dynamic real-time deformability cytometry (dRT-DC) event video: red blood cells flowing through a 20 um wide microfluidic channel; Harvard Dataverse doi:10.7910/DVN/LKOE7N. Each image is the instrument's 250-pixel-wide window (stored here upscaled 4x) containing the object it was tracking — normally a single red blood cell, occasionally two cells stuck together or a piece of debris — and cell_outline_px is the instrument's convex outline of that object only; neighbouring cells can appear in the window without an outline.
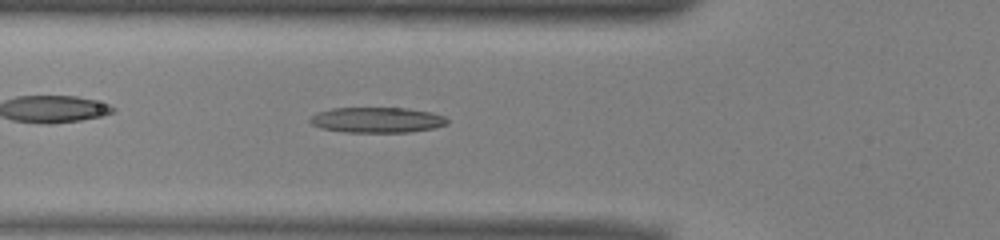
{"species": "common noctule bat (a hibernating species)", "species_latin": "Nyctalus noctula", "temperature_condition": "warm", "stored_images_in_passage": 39, "camera_frame_rate_fps": 3000, "um_per_image_px": 0.085, "animal": {"sex": "male", "body_mass_g": 13.0, "forearm_length_mm": 53.1}, "frame": {"image": 1, "passage_image": 6, "time_ms": 1.667, "image_size_px": [1000, 240], "cell_outline_px": [[448, 124], [436, 128], [412, 132], [344, 132], [320, 128], [312, 124], [308, 120], [316, 112], [332, 108], [408, 108], [432, 112], [444, 116], [448, 120]], "centroid_in_image_um": [32.07, 10.2], "position_along_channel_um": 93.7, "area_um2": 20.58}}
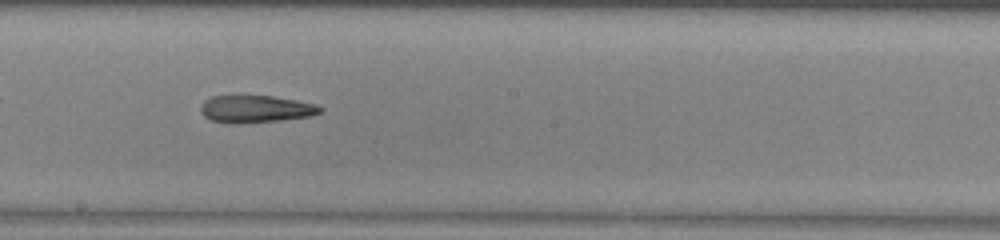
{"frame": {"image": 2, "passage_image": 16, "time_ms": 5.0, "image_size_px": [1000, 240], "cell_outline_px": [[324, 108], [320, 112], [312, 116], [280, 120], [236, 124], [232, 124], [212, 120], [204, 116], [200, 112], [200, 104], [204, 100], [212, 96], [240, 92], [272, 96], [296, 100], [316, 104]], "centroid_in_image_um": [21.67, 9.21], "position_along_channel_um": 226.5, "area_um2": 19.94}}
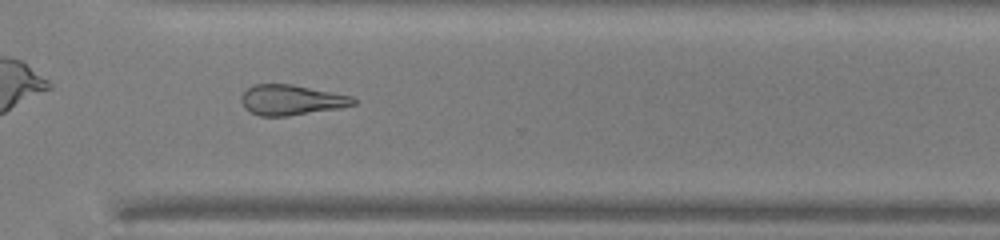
{"frame": {"image": 3, "passage_image": 25, "time_ms": 8.0, "image_size_px": [1000, 240], "cell_outline_px": [[356, 104], [340, 108], [288, 116], [260, 116], [244, 108], [240, 100], [240, 96], [252, 84], [292, 84], [352, 96], [356, 100]], "centroid_in_image_um": [24.74, 8.5], "position_along_channel_um": 345.9, "area_um2": 19.83}}